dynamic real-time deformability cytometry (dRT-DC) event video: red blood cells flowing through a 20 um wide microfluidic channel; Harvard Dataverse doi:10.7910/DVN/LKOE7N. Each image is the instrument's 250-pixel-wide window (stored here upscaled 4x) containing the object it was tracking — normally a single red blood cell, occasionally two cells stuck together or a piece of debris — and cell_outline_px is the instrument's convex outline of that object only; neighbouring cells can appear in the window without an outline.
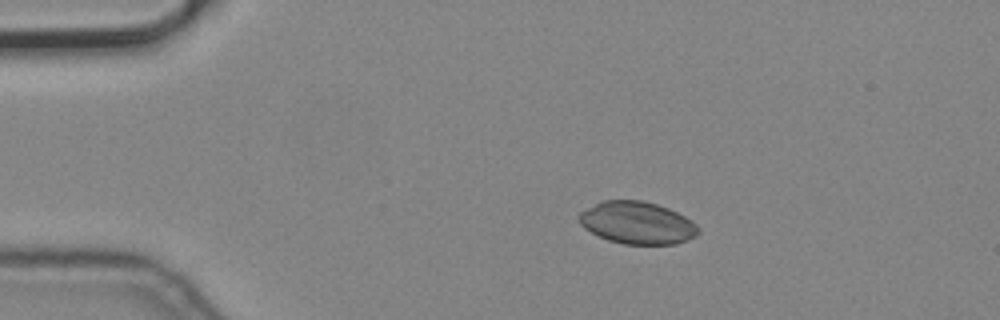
{"species": "common noctule bat (a hibernating species)", "species_latin": "Nyctalus noctula", "temperature_condition": "cold", "stored_images_in_passage": 3, "camera_frame_rate_fps": 3000, "um_per_image_px": 0.085, "animal": {"sex": "male", "body_mass_g": 19.2, "forearm_length_mm": 51.8}, "frame": {"image": 1, "passage_image": 2, "time_ms": 0.333, "image_size_px": [1000, 320], "cell_outline_px": [[700, 232], [696, 236], [688, 240], [676, 244], [624, 244], [608, 240], [584, 228], [576, 220], [576, 216], [580, 212], [600, 200], [644, 200], [668, 208], [692, 220], [700, 228]], "centroid_in_image_um": [54.15, 18.93], "position_along_channel_um": 30.8, "area_um2": 29.71}}